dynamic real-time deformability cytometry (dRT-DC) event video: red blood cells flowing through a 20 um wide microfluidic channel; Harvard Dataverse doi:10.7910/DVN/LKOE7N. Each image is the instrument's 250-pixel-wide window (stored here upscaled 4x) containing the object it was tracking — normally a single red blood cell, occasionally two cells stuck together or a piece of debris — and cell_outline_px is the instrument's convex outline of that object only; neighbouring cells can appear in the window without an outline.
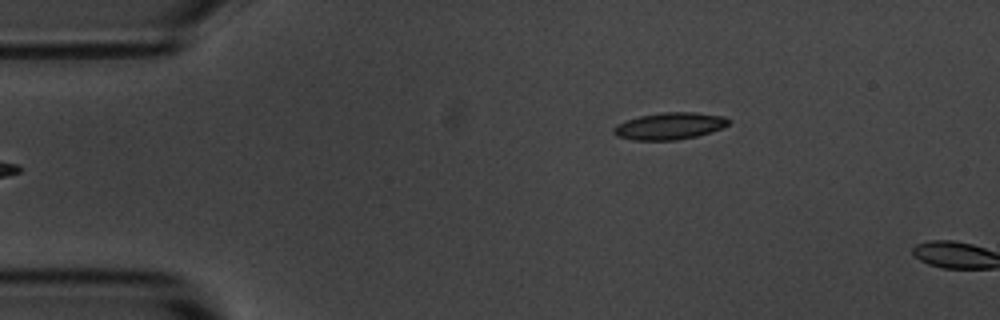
{"species": "common noctule bat (a hibernating species)", "species_latin": "Nyctalus noctula", "temperature_condition": "room temperature", "stored_images_in_passage": 6, "camera_frame_rate_fps": 3000, "um_per_image_px": 0.085, "animal": {"sex": "male", "body_mass_g": 20.1, "forearm_length_mm": 53.5}, "frame": {"image": 1, "passage_image": 6, "time_ms": 6.0, "image_size_px": [1000, 320], "cell_outline_px": [[732, 120], [728, 124], [720, 128], [696, 136], [676, 140], [632, 140], [616, 136], [612, 132], [612, 128], [616, 124], [640, 116], [664, 112], [696, 112], [724, 116]], "centroid_in_image_um": [56.89, 10.71], "position_along_channel_um": 28.1, "area_um2": 17.98}}